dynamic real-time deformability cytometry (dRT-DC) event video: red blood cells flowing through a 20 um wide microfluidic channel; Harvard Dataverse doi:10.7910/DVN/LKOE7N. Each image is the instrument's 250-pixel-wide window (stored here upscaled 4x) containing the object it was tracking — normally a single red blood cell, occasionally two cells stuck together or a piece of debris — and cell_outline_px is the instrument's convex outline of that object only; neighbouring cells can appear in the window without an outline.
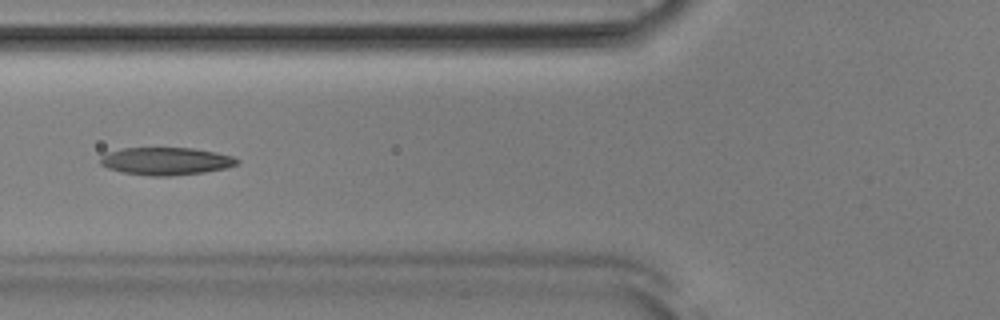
{"species": "Egyptian fruit bat (a non-hibernating species)", "species_latin": "Rousettus aegyptiacus", "temperature_condition": "room temperature", "stored_images_in_passage": 50, "camera_frame_rate_fps": 3000, "um_per_image_px": 0.085, "animal": {"sex": "male"}, "frame": {"image": 1, "passage_image": 18, "time_ms": 5.667, "image_size_px": [1000, 320], "cell_outline_px": [[240, 160], [236, 164], [224, 168], [204, 172], [168, 176], [152, 176], [124, 172], [108, 168], [100, 164], [100, 160], [108, 152], [124, 148], [192, 148], [216, 152], [232, 156]], "centroid_in_image_um": [14.12, 13.69], "position_along_channel_um": 111.7, "area_um2": 21.68}}
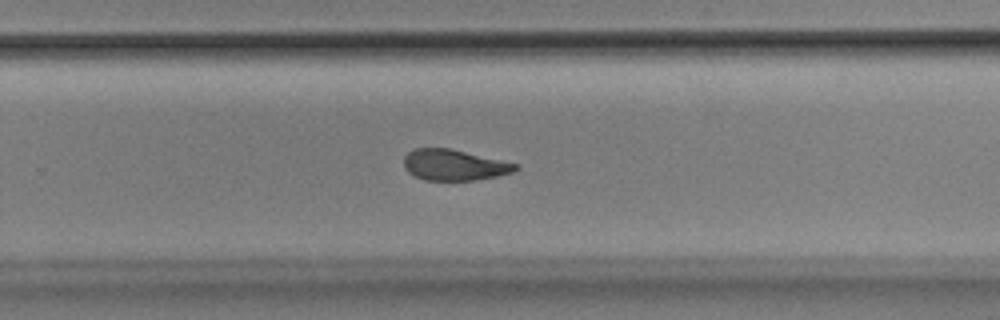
{"frame": {"image": 2, "passage_image": 32, "time_ms": 10.333, "image_size_px": [1000, 320], "cell_outline_px": [[520, 168], [512, 172], [496, 176], [472, 180], [424, 180], [408, 172], [404, 168], [404, 156], [412, 148], [452, 148], [516, 164]], "centroid_in_image_um": [38.55, 14.01], "position_along_channel_um": 291.2, "area_um2": 20.0}}
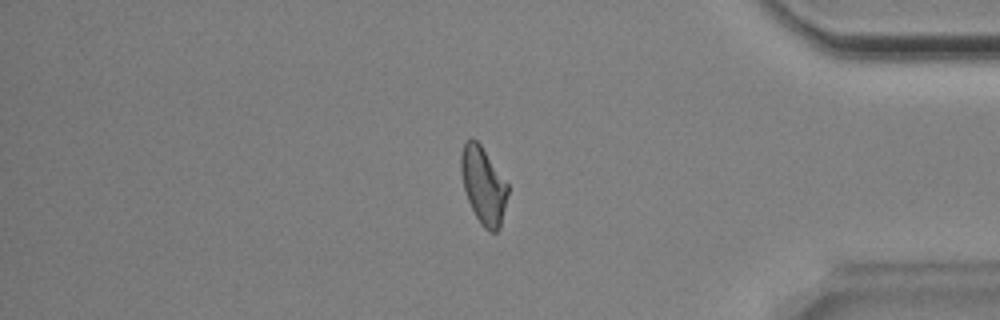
{"frame": {"image": 3, "passage_image": 42, "time_ms": 13.667, "image_size_px": [1000, 320], "cell_outline_px": [[508, 192], [500, 224], [496, 232], [488, 232], [480, 224], [468, 200], [464, 188], [460, 172], [460, 156], [464, 144], [472, 136], [480, 144], [508, 184]], "centroid_in_image_um": [41.06, 15.74], "position_along_channel_um": 394.1, "area_um2": 20.69}, "authors_computed_cell_mechanics": {"area_um2": 21.5305, "velocity_mm_per_s": 3.8517, "shape_relaxation_time_tau1_ms": 6.6245, "shape_relaxation_time_tau2_ms": 3.7852, "deformation_change_tau1": 0.2097, "deformation_change_tau2": 0.1163}}